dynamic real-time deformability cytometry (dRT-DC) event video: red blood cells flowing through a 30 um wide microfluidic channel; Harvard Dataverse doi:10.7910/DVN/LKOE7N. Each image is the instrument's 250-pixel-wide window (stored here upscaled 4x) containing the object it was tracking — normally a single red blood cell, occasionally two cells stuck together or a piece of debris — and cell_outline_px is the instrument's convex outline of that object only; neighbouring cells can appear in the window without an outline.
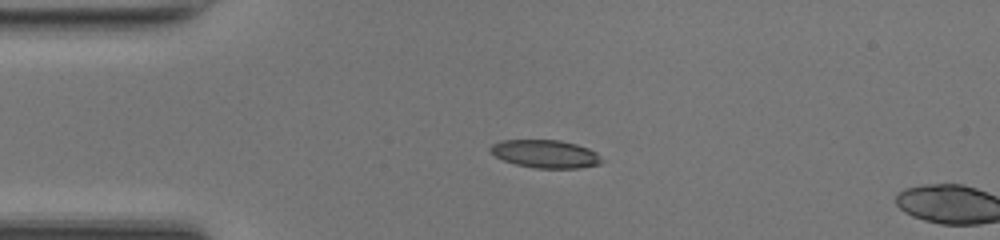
{"species": "common noctule bat (a hibernating species)", "species_latin": "Nyctalus noctula", "temperature_condition": "room temperature", "stored_images_in_passage": 2, "camera_frame_rate_fps": 3000, "um_per_image_px": 0.085, "animal": {"sex": "female", "body_mass_g": 17.0, "forearm_length_mm": 48.0}, "frame": {"image": 1, "passage_image": 1, "time_ms": 0.0, "image_size_px": [1000, 240], "cell_outline_px": [[604, 160], [600, 164], [580, 168], [536, 168], [516, 164], [504, 160], [496, 156], [488, 148], [492, 144], [500, 140], [560, 140], [576, 144], [588, 148], [596, 152]], "centroid_in_image_um": [46.38, 13.08], "position_along_channel_um": 38.6, "area_um2": 18.15}}